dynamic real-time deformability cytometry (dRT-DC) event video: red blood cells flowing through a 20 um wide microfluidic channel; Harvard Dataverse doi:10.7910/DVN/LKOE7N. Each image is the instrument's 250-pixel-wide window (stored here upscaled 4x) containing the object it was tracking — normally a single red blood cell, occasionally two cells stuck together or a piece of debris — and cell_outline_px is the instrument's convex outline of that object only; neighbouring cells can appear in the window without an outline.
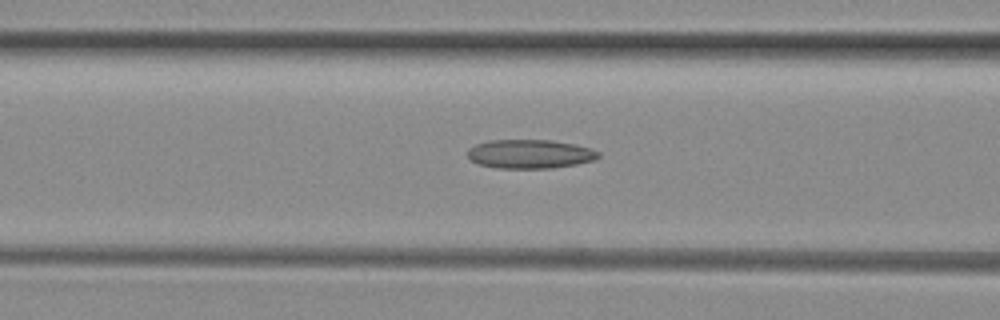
{"species": "common noctule bat (a hibernating species)", "species_latin": "Nyctalus noctula", "temperature_condition": "room temperature", "stored_images_in_passage": 26, "camera_frame_rate_fps": 3000, "um_per_image_px": 0.085, "animal": {"sex": "female", "body_mass_g": 29.2, "forearm_length_mm": 56.3}, "frame": {"image": 1, "passage_image": 6, "time_ms": 1.667, "image_size_px": [1000, 320], "cell_outline_px": [[600, 156], [596, 160], [576, 164], [552, 168], [496, 168], [480, 164], [472, 160], [468, 156], [468, 148], [476, 144], [492, 140], [552, 140], [592, 148], [600, 152]], "centroid_in_image_um": [45.08, 13.09], "position_along_channel_um": 121.5, "area_um2": 22.02}}
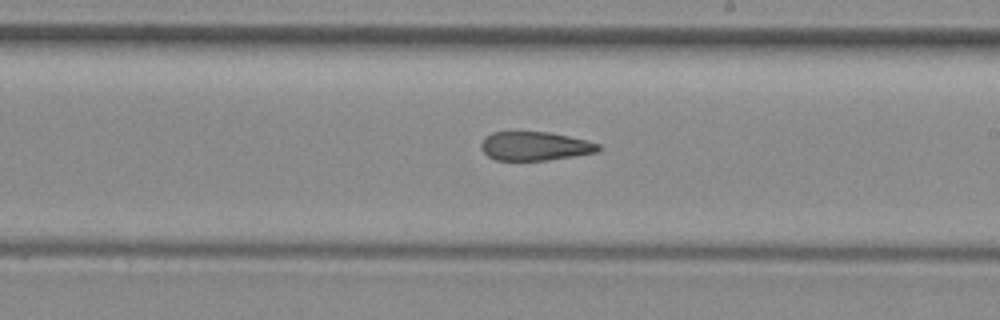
{"frame": {"image": 2, "passage_image": 15, "time_ms": 4.667, "image_size_px": [1000, 320], "cell_outline_px": [[600, 148], [596, 152], [548, 160], [496, 160], [488, 156], [480, 148], [480, 144], [484, 136], [492, 132], [548, 132], [568, 136], [600, 144]], "centroid_in_image_um": [45.41, 12.41], "position_along_channel_um": 243.6, "area_um2": 19.54}}
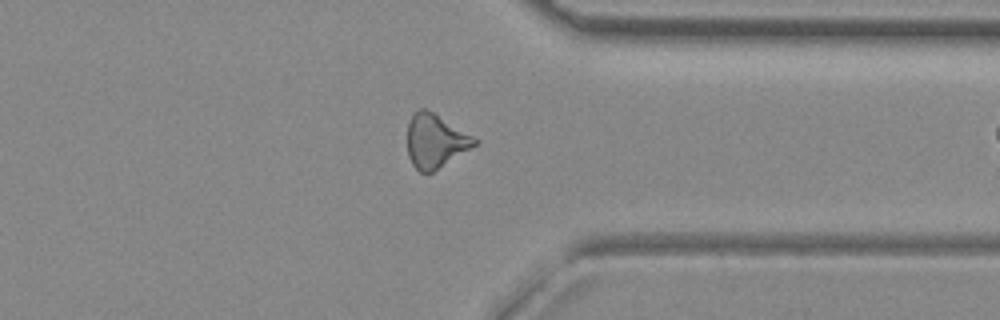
{"frame": {"image": 3, "passage_image": 25, "time_ms": 8.0, "image_size_px": [1000, 320], "cell_outline_px": [[480, 140], [476, 144], [432, 172], [420, 172], [412, 164], [408, 156], [408, 120], [420, 108], [424, 108], [432, 112]], "centroid_in_image_um": [36.98, 11.98], "position_along_channel_um": 374.4, "area_um2": 20.52}}